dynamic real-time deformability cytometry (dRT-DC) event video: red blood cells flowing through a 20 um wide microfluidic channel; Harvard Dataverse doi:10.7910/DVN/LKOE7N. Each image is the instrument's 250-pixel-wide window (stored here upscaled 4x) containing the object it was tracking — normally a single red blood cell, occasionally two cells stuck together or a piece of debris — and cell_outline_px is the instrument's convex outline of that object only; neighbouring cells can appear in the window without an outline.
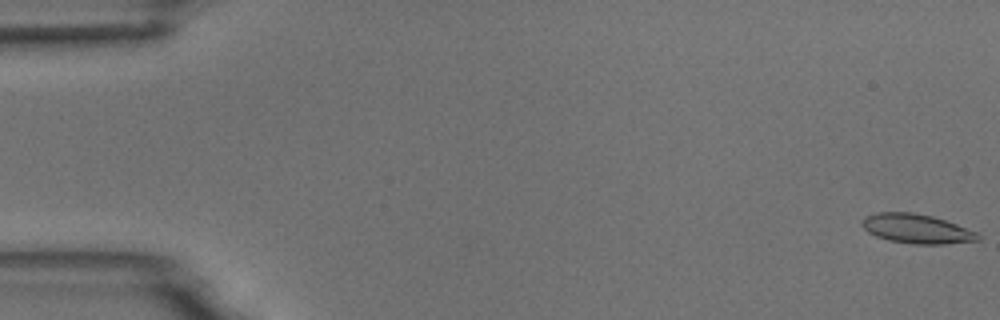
{"species": "common noctule bat (a hibernating species)", "species_latin": "Nyctalus noctula", "temperature_condition": "room temperature", "stored_images_in_passage": 6, "camera_frame_rate_fps": 3000, "um_per_image_px": 0.085, "animal": {"sex": "male", "body_mass_g": 18.8}, "frame": {"image": 1, "passage_image": 1, "time_ms": 0.0, "image_size_px": [1000, 320], "cell_outline_px": [[980, 240], [944, 244], [912, 244], [888, 240], [876, 236], [868, 232], [860, 224], [864, 216], [876, 212], [912, 212], [932, 216], [980, 232]], "centroid_in_image_um": [77.91, 19.44], "position_along_channel_um": 7.1, "area_um2": 20.0}}
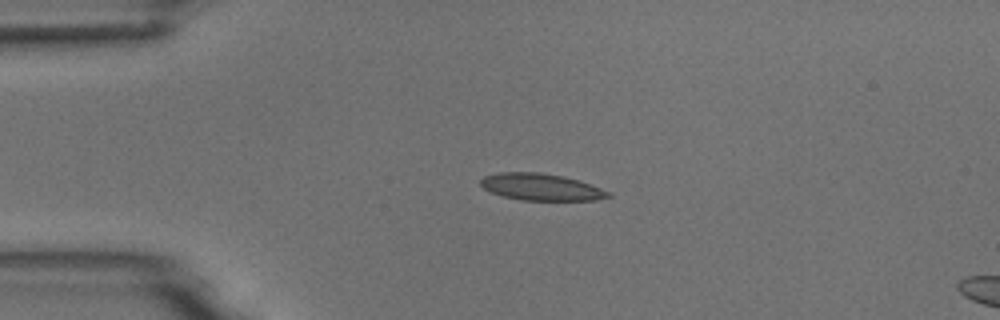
{"frame": {"image": 2, "passage_image": 4, "time_ms": 4.0, "image_size_px": [1000, 320], "cell_outline_px": [[612, 196], [596, 200], [520, 200], [504, 196], [492, 192], [484, 188], [480, 184], [480, 180], [484, 176], [500, 172], [540, 172], [564, 176], [580, 180], [612, 192]], "centroid_in_image_um": [46.04, 15.89], "position_along_channel_um": 39.0, "area_um2": 20.06}}